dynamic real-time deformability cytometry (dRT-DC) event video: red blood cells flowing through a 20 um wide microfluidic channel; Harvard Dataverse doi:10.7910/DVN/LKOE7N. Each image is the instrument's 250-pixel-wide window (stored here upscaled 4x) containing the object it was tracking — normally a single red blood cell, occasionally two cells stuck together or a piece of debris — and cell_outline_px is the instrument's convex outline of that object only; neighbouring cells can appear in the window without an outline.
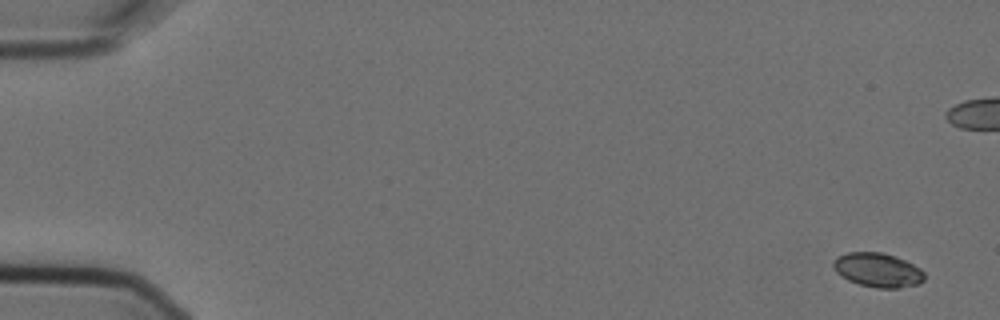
{"species": "Egyptian fruit bat (a non-hibernating species)", "species_latin": "Rousettus aegyptiacus", "temperature_condition": "cold", "stored_images_in_passage": 6, "camera_frame_rate_fps": 3000, "um_per_image_px": 0.085, "animal": {"sex": "female"}, "frame": {"image": 1, "passage_image": 1, "time_ms": 0.0, "image_size_px": [1000, 320], "cell_outline_px": [[924, 280], [920, 284], [900, 288], [876, 288], [860, 284], [848, 280], [840, 276], [836, 272], [832, 264], [836, 256], [848, 252], [880, 252], [904, 260], [920, 268], [924, 272]], "centroid_in_image_um": [74.59, 22.96], "position_along_channel_um": 10.4, "area_um2": 18.15}}
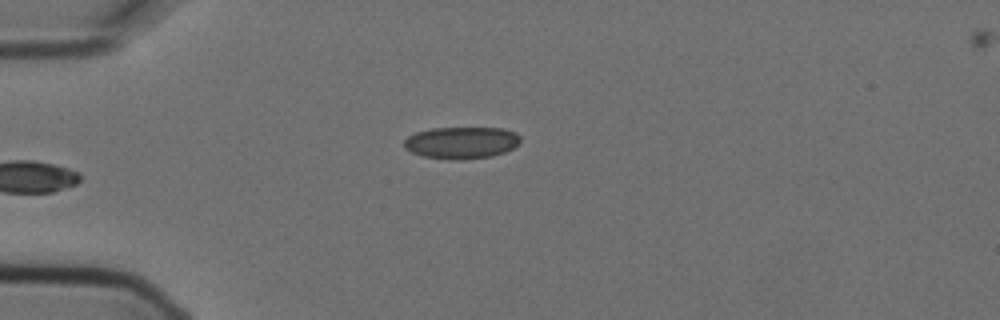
{"frame": {"image": 2, "passage_image": 6, "time_ms": 1.667, "image_size_px": [1000, 320], "cell_outline_px": [[520, 140], [512, 148], [504, 152], [492, 156], [456, 160], [420, 156], [404, 148], [404, 140], [408, 136], [416, 132], [432, 128], [500, 128], [516, 132], [520, 136]], "centroid_in_image_um": [39.19, 12.12], "position_along_channel_um": 45.8, "area_um2": 21.56}}